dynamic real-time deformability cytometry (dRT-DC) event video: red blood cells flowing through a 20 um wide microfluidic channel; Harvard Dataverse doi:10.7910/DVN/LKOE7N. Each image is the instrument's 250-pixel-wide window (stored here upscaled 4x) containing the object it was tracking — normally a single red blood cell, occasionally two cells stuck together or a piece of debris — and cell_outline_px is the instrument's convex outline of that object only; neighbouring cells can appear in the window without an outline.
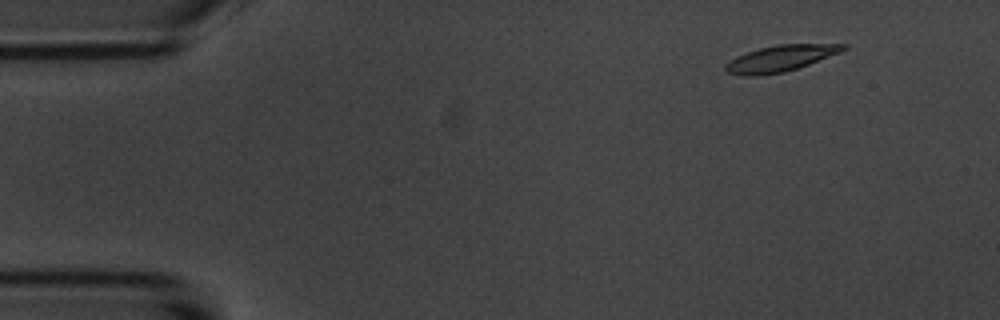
{"species": "common noctule bat (a hibernating species)", "species_latin": "Nyctalus noctula", "temperature_condition": "room temperature", "stored_images_in_passage": 51, "camera_frame_rate_fps": 3000, "um_per_image_px": 0.085, "animal": {"sex": "male", "body_mass_g": 20.1, "forearm_length_mm": 53.5}, "frame": {"image": 1, "passage_image": 6, "time_ms": 1.667, "image_size_px": [1000, 320], "cell_outline_px": [[848, 48], [840, 52], [808, 64], [784, 72], [756, 76], [744, 76], [728, 72], [724, 68], [724, 64], [748, 52], [760, 48], [780, 44], [848, 44]], "centroid_in_image_um": [66.35, 4.96], "position_along_channel_um": 18.6, "area_um2": 17.57}}
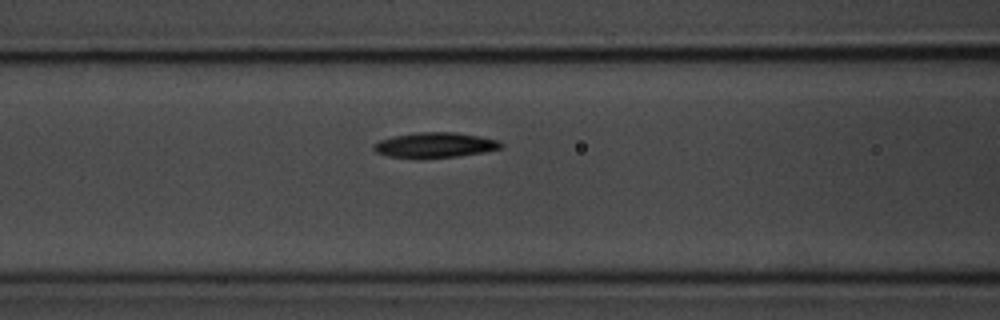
{"frame": {"image": 2, "passage_image": 23, "time_ms": 7.333, "image_size_px": [1000, 320], "cell_outline_px": [[504, 148], [484, 152], [456, 156], [388, 156], [376, 152], [372, 148], [372, 144], [380, 140], [392, 136], [420, 132], [456, 132], [480, 136], [500, 140], [504, 144]], "centroid_in_image_um": [37.04, 12.29], "position_along_channel_um": 129.6, "area_um2": 18.26}}
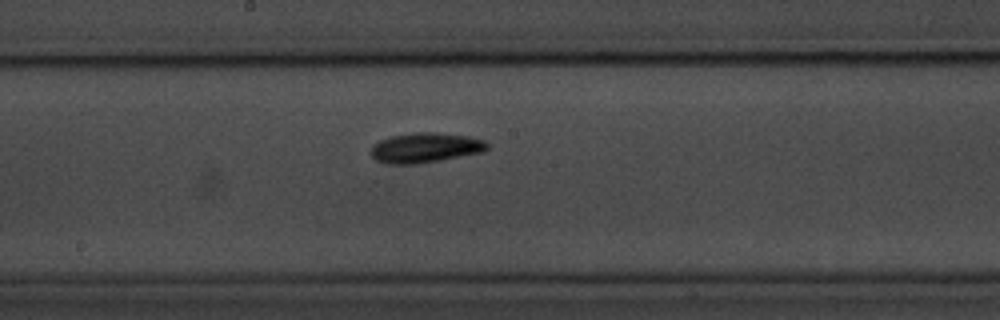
{"frame": {"image": 3, "passage_image": 30, "time_ms": 9.667, "image_size_px": [1000, 320], "cell_outline_px": [[488, 148], [484, 152], [440, 160], [416, 164], [388, 164], [376, 160], [372, 156], [372, 144], [380, 140], [392, 136], [412, 132], [436, 132], [468, 136], [484, 140], [488, 144]], "centroid_in_image_um": [36.16, 12.55], "position_along_channel_um": 212.0, "area_um2": 20.35}, "authors_computed_cell_mechanics": {"area_um2": 18.6694, "velocity_mm_per_s": 3.5726, "shape_relaxation_time_tau1_ms": 9.4589, "shape_relaxation_time_tau2_ms": null, "deformation_change_tau1": 0.301, "deformation_change_tau2": null}}